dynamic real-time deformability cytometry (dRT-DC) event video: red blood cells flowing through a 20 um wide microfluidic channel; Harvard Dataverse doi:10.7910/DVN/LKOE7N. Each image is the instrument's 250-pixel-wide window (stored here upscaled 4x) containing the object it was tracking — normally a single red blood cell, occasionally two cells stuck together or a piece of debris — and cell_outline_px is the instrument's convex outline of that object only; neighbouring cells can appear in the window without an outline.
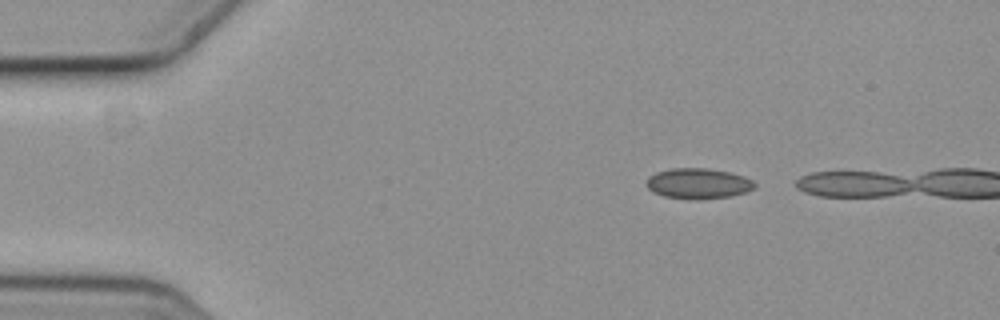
{"species": "common noctule bat (a hibernating species)", "species_latin": "Nyctalus noctula", "temperature_condition": "cold", "stored_images_in_passage": 3, "camera_frame_rate_fps": 3000, "um_per_image_px": 0.085, "animal": {"sex": "female", "body_mass_g": 19.3, "forearm_length_mm": 54.1}, "frame": {"image": 1, "passage_image": 1, "time_ms": 0.0, "image_size_px": [1000, 320], "cell_outline_px": [[756, 184], [752, 188], [744, 192], [732, 196], [700, 200], [692, 200], [664, 196], [652, 192], [648, 188], [648, 176], [656, 172], [672, 168], [708, 168], [728, 172], [744, 176], [752, 180]], "centroid_in_image_um": [59.33, 15.6], "position_along_channel_um": 25.7, "area_um2": 19.25}}